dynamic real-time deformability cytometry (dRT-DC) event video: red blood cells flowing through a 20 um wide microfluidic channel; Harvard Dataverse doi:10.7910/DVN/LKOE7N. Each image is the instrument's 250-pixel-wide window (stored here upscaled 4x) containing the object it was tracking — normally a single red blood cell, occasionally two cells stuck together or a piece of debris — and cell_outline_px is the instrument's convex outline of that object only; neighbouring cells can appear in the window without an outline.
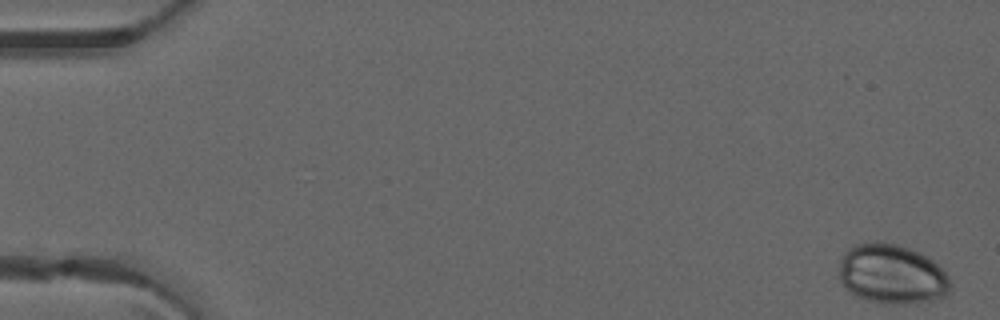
{"species": "common noctule bat (a hibernating species)", "species_latin": "Nyctalus noctula", "temperature_condition": "warm", "stored_images_in_passage": 51, "camera_frame_rate_fps": 3000, "um_per_image_px": 0.085, "animal": {"sex": "male", "forearm_length_mm": 52.5}, "frame": {"image": 1, "passage_image": 1, "time_ms": 0.0, "image_size_px": [1000, 320], "cell_outline_px": [[952, 292], [940, 300], [908, 304], [888, 304], [868, 300], [856, 296], [848, 292], [844, 288], [840, 280], [840, 260], [844, 252], [848, 248], [856, 244], [896, 244], [920, 252], [932, 260], [948, 276], [952, 284]], "centroid_in_image_um": [75.85, 23.36], "position_along_channel_um": 9.1, "area_um2": 38.84}}
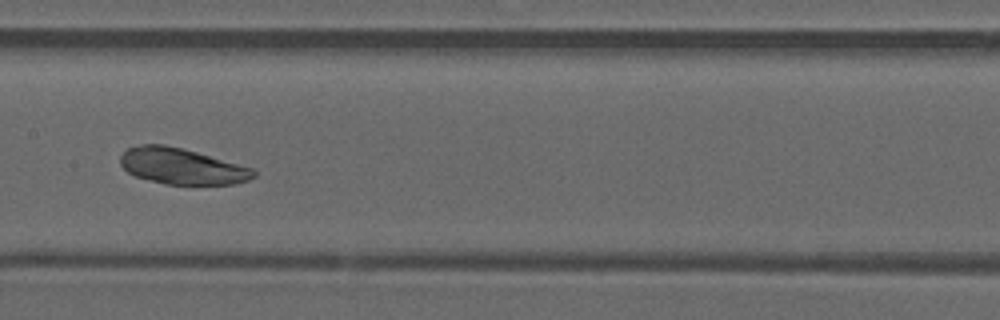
{"frame": {"image": 2, "passage_image": 26, "time_ms": 8.333, "image_size_px": [1000, 320], "cell_outline_px": [[256, 176], [248, 180], [236, 184], [164, 184], [136, 176], [128, 172], [120, 164], [120, 156], [128, 148], [140, 144], [164, 144], [196, 152], [252, 168], [256, 172]], "centroid_in_image_um": [15.44, 14.13], "position_along_channel_um": 192.0, "area_um2": 27.69}}
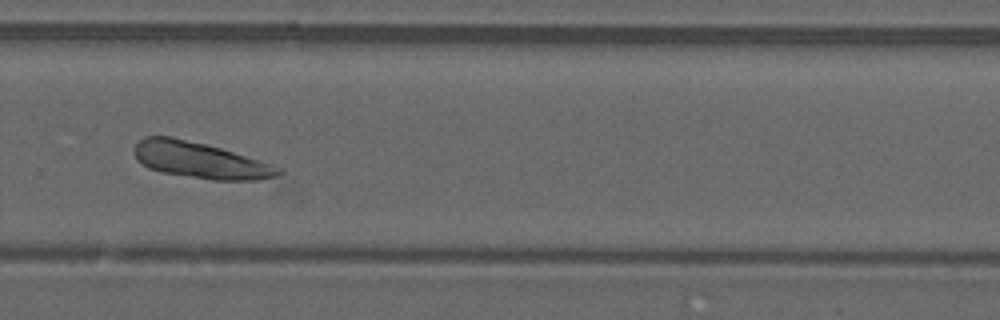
{"frame": {"image": 3, "passage_image": 35, "time_ms": 11.333, "image_size_px": [1000, 320], "cell_outline_px": [[284, 172], [276, 176], [256, 180], [212, 180], [164, 172], [148, 168], [136, 160], [132, 152], [136, 144], [140, 140], [148, 136], [172, 136], [220, 148], [260, 160], [284, 168]], "centroid_in_image_um": [17.01, 13.62], "position_along_channel_um": 312.8, "area_um2": 30.29}}